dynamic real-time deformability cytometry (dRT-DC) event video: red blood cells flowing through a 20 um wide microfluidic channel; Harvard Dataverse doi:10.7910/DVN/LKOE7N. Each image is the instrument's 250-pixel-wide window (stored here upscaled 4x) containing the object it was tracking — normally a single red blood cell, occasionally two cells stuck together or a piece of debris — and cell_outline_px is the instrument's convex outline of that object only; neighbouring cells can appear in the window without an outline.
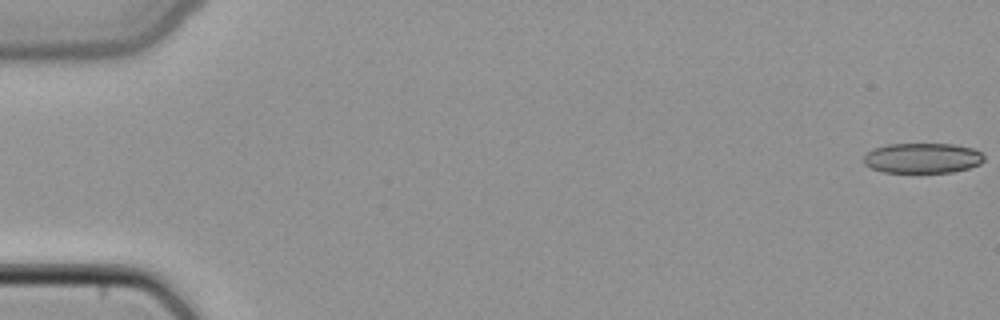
{"species": "common noctule bat (a hibernating species)", "species_latin": "Nyctalus noctula", "temperature_condition": "cold", "stored_images_in_passage": 49, "camera_frame_rate_fps": 3000, "um_per_image_px": 0.085, "animal": {"sex": "female", "body_mass_g": 22.7, "forearm_length_mm": 54.2}, "frame": {"image": 1, "passage_image": 1, "time_ms": 0.0, "image_size_px": [1000, 320], "cell_outline_px": [[984, 160], [980, 164], [968, 168], [952, 172], [884, 172], [872, 168], [864, 164], [864, 156], [872, 148], [888, 144], [952, 144], [972, 148], [980, 152], [984, 156]], "centroid_in_image_um": [78.4, 13.43], "position_along_channel_um": 6.6, "area_um2": 21.1}}
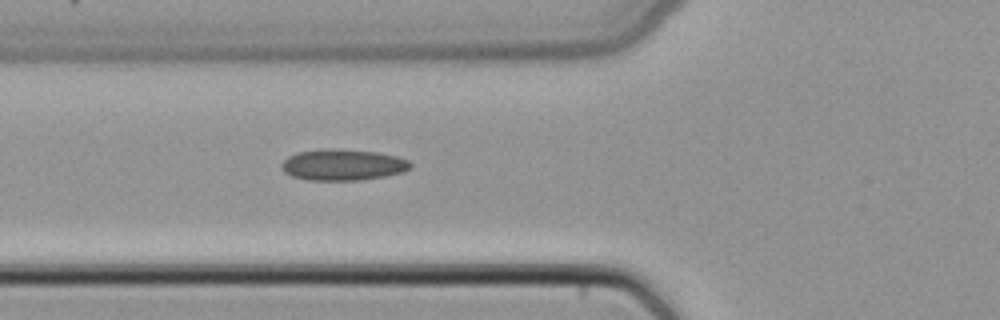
{"frame": {"image": 2, "passage_image": 19, "time_ms": 6.0, "image_size_px": [1000, 320], "cell_outline_px": [[412, 168], [404, 172], [384, 176], [360, 180], [308, 180], [292, 176], [284, 172], [280, 168], [280, 164], [288, 156], [296, 152], [324, 148], [340, 148], [376, 152], [396, 156], [408, 160], [412, 164]], "centroid_in_image_um": [29.12, 14.0], "position_along_channel_um": 96.7, "area_um2": 23.76}}
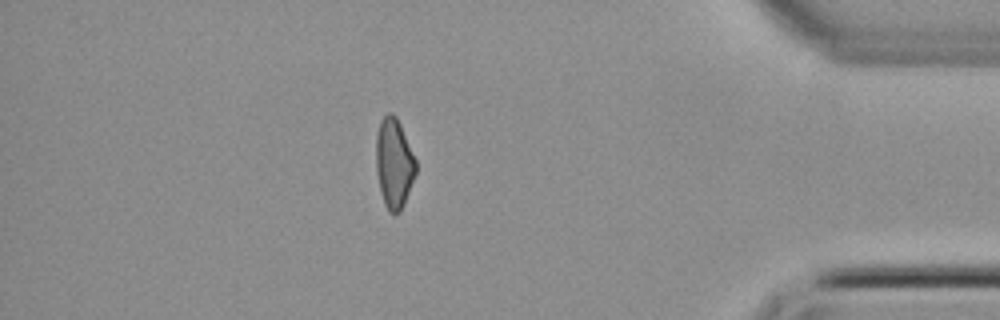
{"frame": {"image": 3, "passage_image": 43, "time_ms": 14.0, "image_size_px": [1000, 320], "cell_outline_px": [[416, 172], [404, 204], [400, 212], [388, 212], [384, 204], [380, 192], [376, 172], [376, 132], [380, 120], [388, 112], [392, 112], [396, 116], [400, 124], [416, 160]], "centroid_in_image_um": [33.47, 13.86], "position_along_channel_um": 401.7, "area_um2": 20.92}}